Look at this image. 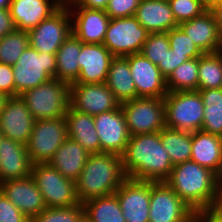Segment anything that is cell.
<instances>
[{
	"instance_id": "cb8c5ba5",
	"label": "cell",
	"mask_w": 222,
	"mask_h": 222,
	"mask_svg": "<svg viewBox=\"0 0 222 222\" xmlns=\"http://www.w3.org/2000/svg\"><path fill=\"white\" fill-rule=\"evenodd\" d=\"M134 16L149 33H167L179 25L168 0H140Z\"/></svg>"
},
{
	"instance_id": "8fae6325",
	"label": "cell",
	"mask_w": 222,
	"mask_h": 222,
	"mask_svg": "<svg viewBox=\"0 0 222 222\" xmlns=\"http://www.w3.org/2000/svg\"><path fill=\"white\" fill-rule=\"evenodd\" d=\"M71 21L68 6L64 3L49 18L28 31L29 45L38 52L56 54L72 33Z\"/></svg>"
},
{
	"instance_id": "44dd1931",
	"label": "cell",
	"mask_w": 222,
	"mask_h": 222,
	"mask_svg": "<svg viewBox=\"0 0 222 222\" xmlns=\"http://www.w3.org/2000/svg\"><path fill=\"white\" fill-rule=\"evenodd\" d=\"M65 0H11L10 14L17 30L30 31L49 18Z\"/></svg>"
},
{
	"instance_id": "f907efd6",
	"label": "cell",
	"mask_w": 222,
	"mask_h": 222,
	"mask_svg": "<svg viewBox=\"0 0 222 222\" xmlns=\"http://www.w3.org/2000/svg\"><path fill=\"white\" fill-rule=\"evenodd\" d=\"M6 99L7 97L3 93L0 92V112L3 108L4 102L6 101Z\"/></svg>"
},
{
	"instance_id": "681fc988",
	"label": "cell",
	"mask_w": 222,
	"mask_h": 222,
	"mask_svg": "<svg viewBox=\"0 0 222 222\" xmlns=\"http://www.w3.org/2000/svg\"><path fill=\"white\" fill-rule=\"evenodd\" d=\"M11 0H0V8L9 9Z\"/></svg>"
},
{
	"instance_id": "2e32d148",
	"label": "cell",
	"mask_w": 222,
	"mask_h": 222,
	"mask_svg": "<svg viewBox=\"0 0 222 222\" xmlns=\"http://www.w3.org/2000/svg\"><path fill=\"white\" fill-rule=\"evenodd\" d=\"M35 119L20 96L7 97L0 112L2 137L27 145Z\"/></svg>"
},
{
	"instance_id": "c3c4849f",
	"label": "cell",
	"mask_w": 222,
	"mask_h": 222,
	"mask_svg": "<svg viewBox=\"0 0 222 222\" xmlns=\"http://www.w3.org/2000/svg\"><path fill=\"white\" fill-rule=\"evenodd\" d=\"M207 9H212L220 0H199Z\"/></svg>"
},
{
	"instance_id": "7c38bea8",
	"label": "cell",
	"mask_w": 222,
	"mask_h": 222,
	"mask_svg": "<svg viewBox=\"0 0 222 222\" xmlns=\"http://www.w3.org/2000/svg\"><path fill=\"white\" fill-rule=\"evenodd\" d=\"M149 222H191L190 208L165 182L151 181Z\"/></svg>"
},
{
	"instance_id": "277c9868",
	"label": "cell",
	"mask_w": 222,
	"mask_h": 222,
	"mask_svg": "<svg viewBox=\"0 0 222 222\" xmlns=\"http://www.w3.org/2000/svg\"><path fill=\"white\" fill-rule=\"evenodd\" d=\"M19 96L35 120L65 117L69 108L70 85L52 78L42 85L22 92Z\"/></svg>"
},
{
	"instance_id": "603a6c76",
	"label": "cell",
	"mask_w": 222,
	"mask_h": 222,
	"mask_svg": "<svg viewBox=\"0 0 222 222\" xmlns=\"http://www.w3.org/2000/svg\"><path fill=\"white\" fill-rule=\"evenodd\" d=\"M31 167L25 145L5 137L0 139V183L29 176Z\"/></svg>"
},
{
	"instance_id": "f5cc1de1",
	"label": "cell",
	"mask_w": 222,
	"mask_h": 222,
	"mask_svg": "<svg viewBox=\"0 0 222 222\" xmlns=\"http://www.w3.org/2000/svg\"><path fill=\"white\" fill-rule=\"evenodd\" d=\"M215 209L222 215V204H218Z\"/></svg>"
},
{
	"instance_id": "4316f807",
	"label": "cell",
	"mask_w": 222,
	"mask_h": 222,
	"mask_svg": "<svg viewBox=\"0 0 222 222\" xmlns=\"http://www.w3.org/2000/svg\"><path fill=\"white\" fill-rule=\"evenodd\" d=\"M89 153L78 143L67 138L48 163L65 178L79 179Z\"/></svg>"
},
{
	"instance_id": "f1b7e54d",
	"label": "cell",
	"mask_w": 222,
	"mask_h": 222,
	"mask_svg": "<svg viewBox=\"0 0 222 222\" xmlns=\"http://www.w3.org/2000/svg\"><path fill=\"white\" fill-rule=\"evenodd\" d=\"M81 47L82 41L71 33L56 53V79L69 85L77 80Z\"/></svg>"
},
{
	"instance_id": "52a82bcc",
	"label": "cell",
	"mask_w": 222,
	"mask_h": 222,
	"mask_svg": "<svg viewBox=\"0 0 222 222\" xmlns=\"http://www.w3.org/2000/svg\"><path fill=\"white\" fill-rule=\"evenodd\" d=\"M30 175L47 207H68L80 203L76 194V182L62 176L49 163L32 164Z\"/></svg>"
},
{
	"instance_id": "ac0fdd59",
	"label": "cell",
	"mask_w": 222,
	"mask_h": 222,
	"mask_svg": "<svg viewBox=\"0 0 222 222\" xmlns=\"http://www.w3.org/2000/svg\"><path fill=\"white\" fill-rule=\"evenodd\" d=\"M0 191L30 220L47 207L31 175L0 183Z\"/></svg>"
},
{
	"instance_id": "f6af8a7d",
	"label": "cell",
	"mask_w": 222,
	"mask_h": 222,
	"mask_svg": "<svg viewBox=\"0 0 222 222\" xmlns=\"http://www.w3.org/2000/svg\"><path fill=\"white\" fill-rule=\"evenodd\" d=\"M109 0H65L68 7H86L89 9L105 10Z\"/></svg>"
},
{
	"instance_id": "6da1fadb",
	"label": "cell",
	"mask_w": 222,
	"mask_h": 222,
	"mask_svg": "<svg viewBox=\"0 0 222 222\" xmlns=\"http://www.w3.org/2000/svg\"><path fill=\"white\" fill-rule=\"evenodd\" d=\"M121 157L125 176L134 180L164 182L174 167L160 132L130 136Z\"/></svg>"
},
{
	"instance_id": "8d00e7d4",
	"label": "cell",
	"mask_w": 222,
	"mask_h": 222,
	"mask_svg": "<svg viewBox=\"0 0 222 222\" xmlns=\"http://www.w3.org/2000/svg\"><path fill=\"white\" fill-rule=\"evenodd\" d=\"M170 50L168 34L165 32L150 33L143 44L142 55L153 64L163 61L166 52Z\"/></svg>"
},
{
	"instance_id": "8992f818",
	"label": "cell",
	"mask_w": 222,
	"mask_h": 222,
	"mask_svg": "<svg viewBox=\"0 0 222 222\" xmlns=\"http://www.w3.org/2000/svg\"><path fill=\"white\" fill-rule=\"evenodd\" d=\"M56 54L38 52L30 45L12 66L16 96L56 78Z\"/></svg>"
},
{
	"instance_id": "e0dca14e",
	"label": "cell",
	"mask_w": 222,
	"mask_h": 222,
	"mask_svg": "<svg viewBox=\"0 0 222 222\" xmlns=\"http://www.w3.org/2000/svg\"><path fill=\"white\" fill-rule=\"evenodd\" d=\"M125 58L129 62L137 98H164L168 93L166 78L161 74L157 65L146 59L142 53L128 55Z\"/></svg>"
},
{
	"instance_id": "f35d334b",
	"label": "cell",
	"mask_w": 222,
	"mask_h": 222,
	"mask_svg": "<svg viewBox=\"0 0 222 222\" xmlns=\"http://www.w3.org/2000/svg\"><path fill=\"white\" fill-rule=\"evenodd\" d=\"M168 2L178 24L197 18L208 10L199 0H168Z\"/></svg>"
},
{
	"instance_id": "bcb514c9",
	"label": "cell",
	"mask_w": 222,
	"mask_h": 222,
	"mask_svg": "<svg viewBox=\"0 0 222 222\" xmlns=\"http://www.w3.org/2000/svg\"><path fill=\"white\" fill-rule=\"evenodd\" d=\"M15 29L10 10L0 8V39L8 33L13 32Z\"/></svg>"
},
{
	"instance_id": "7a4b0ae2",
	"label": "cell",
	"mask_w": 222,
	"mask_h": 222,
	"mask_svg": "<svg viewBox=\"0 0 222 222\" xmlns=\"http://www.w3.org/2000/svg\"><path fill=\"white\" fill-rule=\"evenodd\" d=\"M164 182L194 211L214 209L220 202L221 178L192 160L175 165Z\"/></svg>"
},
{
	"instance_id": "9c48e42d",
	"label": "cell",
	"mask_w": 222,
	"mask_h": 222,
	"mask_svg": "<svg viewBox=\"0 0 222 222\" xmlns=\"http://www.w3.org/2000/svg\"><path fill=\"white\" fill-rule=\"evenodd\" d=\"M130 136L160 132L165 125L163 98L138 97L121 103Z\"/></svg>"
},
{
	"instance_id": "5b68a950",
	"label": "cell",
	"mask_w": 222,
	"mask_h": 222,
	"mask_svg": "<svg viewBox=\"0 0 222 222\" xmlns=\"http://www.w3.org/2000/svg\"><path fill=\"white\" fill-rule=\"evenodd\" d=\"M163 99L167 128L191 133L201 130L204 105L198 90L168 92Z\"/></svg>"
},
{
	"instance_id": "ba28073f",
	"label": "cell",
	"mask_w": 222,
	"mask_h": 222,
	"mask_svg": "<svg viewBox=\"0 0 222 222\" xmlns=\"http://www.w3.org/2000/svg\"><path fill=\"white\" fill-rule=\"evenodd\" d=\"M149 32L135 16L110 18L103 45L114 57L141 53Z\"/></svg>"
},
{
	"instance_id": "5bb4252c",
	"label": "cell",
	"mask_w": 222,
	"mask_h": 222,
	"mask_svg": "<svg viewBox=\"0 0 222 222\" xmlns=\"http://www.w3.org/2000/svg\"><path fill=\"white\" fill-rule=\"evenodd\" d=\"M101 152L122 156L126 150L130 133L121 106L94 116Z\"/></svg>"
},
{
	"instance_id": "1f68e13d",
	"label": "cell",
	"mask_w": 222,
	"mask_h": 222,
	"mask_svg": "<svg viewBox=\"0 0 222 222\" xmlns=\"http://www.w3.org/2000/svg\"><path fill=\"white\" fill-rule=\"evenodd\" d=\"M160 139L173 166L191 160L192 133L164 127Z\"/></svg>"
},
{
	"instance_id": "db71d44e",
	"label": "cell",
	"mask_w": 222,
	"mask_h": 222,
	"mask_svg": "<svg viewBox=\"0 0 222 222\" xmlns=\"http://www.w3.org/2000/svg\"><path fill=\"white\" fill-rule=\"evenodd\" d=\"M79 222H88L84 217Z\"/></svg>"
},
{
	"instance_id": "e575fe53",
	"label": "cell",
	"mask_w": 222,
	"mask_h": 222,
	"mask_svg": "<svg viewBox=\"0 0 222 222\" xmlns=\"http://www.w3.org/2000/svg\"><path fill=\"white\" fill-rule=\"evenodd\" d=\"M29 46L27 31L15 29L0 39V63L15 65L23 51Z\"/></svg>"
},
{
	"instance_id": "484cf974",
	"label": "cell",
	"mask_w": 222,
	"mask_h": 222,
	"mask_svg": "<svg viewBox=\"0 0 222 222\" xmlns=\"http://www.w3.org/2000/svg\"><path fill=\"white\" fill-rule=\"evenodd\" d=\"M191 160L222 177V137L203 131L192 132Z\"/></svg>"
},
{
	"instance_id": "d4e9b609",
	"label": "cell",
	"mask_w": 222,
	"mask_h": 222,
	"mask_svg": "<svg viewBox=\"0 0 222 222\" xmlns=\"http://www.w3.org/2000/svg\"><path fill=\"white\" fill-rule=\"evenodd\" d=\"M67 138L78 142L89 154L101 153L94 116L78 112L70 106L65 114Z\"/></svg>"
},
{
	"instance_id": "4fadbf2b",
	"label": "cell",
	"mask_w": 222,
	"mask_h": 222,
	"mask_svg": "<svg viewBox=\"0 0 222 222\" xmlns=\"http://www.w3.org/2000/svg\"><path fill=\"white\" fill-rule=\"evenodd\" d=\"M69 106L92 116L111 111L121 106L106 83L70 84Z\"/></svg>"
},
{
	"instance_id": "ffe728a7",
	"label": "cell",
	"mask_w": 222,
	"mask_h": 222,
	"mask_svg": "<svg viewBox=\"0 0 222 222\" xmlns=\"http://www.w3.org/2000/svg\"><path fill=\"white\" fill-rule=\"evenodd\" d=\"M114 56L103 44L83 43L78 57L79 76L74 83H105Z\"/></svg>"
},
{
	"instance_id": "7bdbcfd3",
	"label": "cell",
	"mask_w": 222,
	"mask_h": 222,
	"mask_svg": "<svg viewBox=\"0 0 222 222\" xmlns=\"http://www.w3.org/2000/svg\"><path fill=\"white\" fill-rule=\"evenodd\" d=\"M189 58L186 55H178L174 53L173 49L166 52L163 61H160L157 65L161 74L167 79L169 75L183 62L188 61Z\"/></svg>"
},
{
	"instance_id": "ee69618b",
	"label": "cell",
	"mask_w": 222,
	"mask_h": 222,
	"mask_svg": "<svg viewBox=\"0 0 222 222\" xmlns=\"http://www.w3.org/2000/svg\"><path fill=\"white\" fill-rule=\"evenodd\" d=\"M191 222H222V215L215 208L196 210Z\"/></svg>"
},
{
	"instance_id": "4dcf8cb0",
	"label": "cell",
	"mask_w": 222,
	"mask_h": 222,
	"mask_svg": "<svg viewBox=\"0 0 222 222\" xmlns=\"http://www.w3.org/2000/svg\"><path fill=\"white\" fill-rule=\"evenodd\" d=\"M198 91L204 105L201 131L222 137V88Z\"/></svg>"
},
{
	"instance_id": "ab89813d",
	"label": "cell",
	"mask_w": 222,
	"mask_h": 222,
	"mask_svg": "<svg viewBox=\"0 0 222 222\" xmlns=\"http://www.w3.org/2000/svg\"><path fill=\"white\" fill-rule=\"evenodd\" d=\"M140 0H109L105 12L110 18L134 16Z\"/></svg>"
},
{
	"instance_id": "30bf717a",
	"label": "cell",
	"mask_w": 222,
	"mask_h": 222,
	"mask_svg": "<svg viewBox=\"0 0 222 222\" xmlns=\"http://www.w3.org/2000/svg\"><path fill=\"white\" fill-rule=\"evenodd\" d=\"M66 139L67 124L65 117L35 120L26 145L30 162L32 164L48 163Z\"/></svg>"
},
{
	"instance_id": "9a60e30c",
	"label": "cell",
	"mask_w": 222,
	"mask_h": 222,
	"mask_svg": "<svg viewBox=\"0 0 222 222\" xmlns=\"http://www.w3.org/2000/svg\"><path fill=\"white\" fill-rule=\"evenodd\" d=\"M114 194L126 222H149L151 181L126 178Z\"/></svg>"
},
{
	"instance_id": "d6986e66",
	"label": "cell",
	"mask_w": 222,
	"mask_h": 222,
	"mask_svg": "<svg viewBox=\"0 0 222 222\" xmlns=\"http://www.w3.org/2000/svg\"><path fill=\"white\" fill-rule=\"evenodd\" d=\"M68 9L72 20V34L83 43L102 44L110 22L105 10L86 7Z\"/></svg>"
},
{
	"instance_id": "b9f144b4",
	"label": "cell",
	"mask_w": 222,
	"mask_h": 222,
	"mask_svg": "<svg viewBox=\"0 0 222 222\" xmlns=\"http://www.w3.org/2000/svg\"><path fill=\"white\" fill-rule=\"evenodd\" d=\"M0 92L6 97L16 96L12 65L0 63Z\"/></svg>"
},
{
	"instance_id": "3957f363",
	"label": "cell",
	"mask_w": 222,
	"mask_h": 222,
	"mask_svg": "<svg viewBox=\"0 0 222 222\" xmlns=\"http://www.w3.org/2000/svg\"><path fill=\"white\" fill-rule=\"evenodd\" d=\"M126 178L121 156L105 152L89 154L76 181L79 202L114 194Z\"/></svg>"
},
{
	"instance_id": "d6a6232c",
	"label": "cell",
	"mask_w": 222,
	"mask_h": 222,
	"mask_svg": "<svg viewBox=\"0 0 222 222\" xmlns=\"http://www.w3.org/2000/svg\"><path fill=\"white\" fill-rule=\"evenodd\" d=\"M222 88V50L199 57L198 89Z\"/></svg>"
},
{
	"instance_id": "7402d4cb",
	"label": "cell",
	"mask_w": 222,
	"mask_h": 222,
	"mask_svg": "<svg viewBox=\"0 0 222 222\" xmlns=\"http://www.w3.org/2000/svg\"><path fill=\"white\" fill-rule=\"evenodd\" d=\"M178 26L203 53H215L222 50V34L211 9L197 18L180 23Z\"/></svg>"
},
{
	"instance_id": "d590c367",
	"label": "cell",
	"mask_w": 222,
	"mask_h": 222,
	"mask_svg": "<svg viewBox=\"0 0 222 222\" xmlns=\"http://www.w3.org/2000/svg\"><path fill=\"white\" fill-rule=\"evenodd\" d=\"M83 217V203H79L68 207H46L30 222H79Z\"/></svg>"
},
{
	"instance_id": "83f0119b",
	"label": "cell",
	"mask_w": 222,
	"mask_h": 222,
	"mask_svg": "<svg viewBox=\"0 0 222 222\" xmlns=\"http://www.w3.org/2000/svg\"><path fill=\"white\" fill-rule=\"evenodd\" d=\"M105 83L120 104L137 98L129 62L125 57H114Z\"/></svg>"
},
{
	"instance_id": "816d5d0a",
	"label": "cell",
	"mask_w": 222,
	"mask_h": 222,
	"mask_svg": "<svg viewBox=\"0 0 222 222\" xmlns=\"http://www.w3.org/2000/svg\"><path fill=\"white\" fill-rule=\"evenodd\" d=\"M218 204H222V177H221V184H220V202Z\"/></svg>"
},
{
	"instance_id": "836d02e7",
	"label": "cell",
	"mask_w": 222,
	"mask_h": 222,
	"mask_svg": "<svg viewBox=\"0 0 222 222\" xmlns=\"http://www.w3.org/2000/svg\"><path fill=\"white\" fill-rule=\"evenodd\" d=\"M199 58L179 65L166 79L168 92L198 90Z\"/></svg>"
},
{
	"instance_id": "60d3db41",
	"label": "cell",
	"mask_w": 222,
	"mask_h": 222,
	"mask_svg": "<svg viewBox=\"0 0 222 222\" xmlns=\"http://www.w3.org/2000/svg\"><path fill=\"white\" fill-rule=\"evenodd\" d=\"M0 191V222H30Z\"/></svg>"
},
{
	"instance_id": "7dc6e473",
	"label": "cell",
	"mask_w": 222,
	"mask_h": 222,
	"mask_svg": "<svg viewBox=\"0 0 222 222\" xmlns=\"http://www.w3.org/2000/svg\"><path fill=\"white\" fill-rule=\"evenodd\" d=\"M211 10L216 17L219 31L222 34V1H219L218 4L215 5Z\"/></svg>"
},
{
	"instance_id": "f546056e",
	"label": "cell",
	"mask_w": 222,
	"mask_h": 222,
	"mask_svg": "<svg viewBox=\"0 0 222 222\" xmlns=\"http://www.w3.org/2000/svg\"><path fill=\"white\" fill-rule=\"evenodd\" d=\"M83 207L88 222H126L115 194L89 199Z\"/></svg>"
},
{
	"instance_id": "74e56055",
	"label": "cell",
	"mask_w": 222,
	"mask_h": 222,
	"mask_svg": "<svg viewBox=\"0 0 222 222\" xmlns=\"http://www.w3.org/2000/svg\"><path fill=\"white\" fill-rule=\"evenodd\" d=\"M167 34L170 49H173L175 54L186 55L189 59L199 58L204 54L179 26Z\"/></svg>"
}]
</instances>
